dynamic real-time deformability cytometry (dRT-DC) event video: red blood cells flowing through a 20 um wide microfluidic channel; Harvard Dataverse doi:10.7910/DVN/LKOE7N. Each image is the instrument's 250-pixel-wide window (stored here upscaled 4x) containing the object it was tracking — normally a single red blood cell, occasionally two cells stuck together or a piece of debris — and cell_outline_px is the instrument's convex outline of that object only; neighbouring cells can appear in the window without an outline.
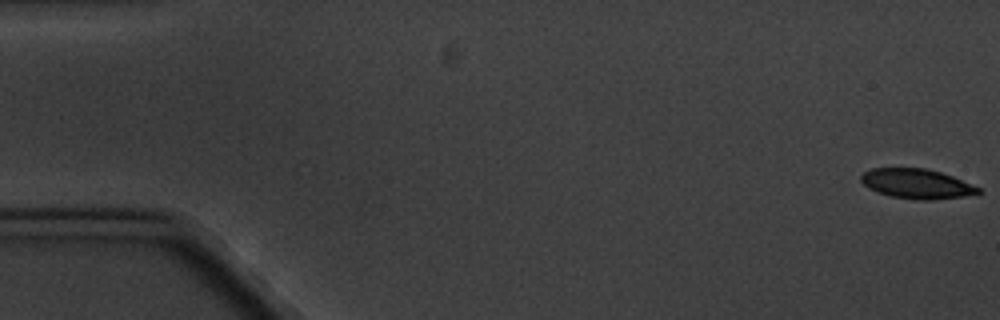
{"species": "common noctule bat (a hibernating species)", "species_latin": "Nyctalus noctula", "temperature_condition": "cold", "stored_images_in_passage": 6, "camera_frame_rate_fps": 3000, "um_per_image_px": 0.085, "animal": {"sex": "male", "body_mass_g": 20.1, "forearm_length_mm": 53.5}, "frame": {"image": 1, "passage_image": 1, "time_ms": 0.0, "image_size_px": [1000, 320], "cell_outline_px": [[984, 192], [964, 196], [932, 200], [916, 200], [892, 196], [868, 188], [860, 180], [860, 176], [864, 172], [872, 168], [924, 168], [940, 172], [952, 176], [980, 188]], "centroid_in_image_um": [77.93, 15.62], "position_along_channel_um": 7.1, "area_um2": 20.17}}
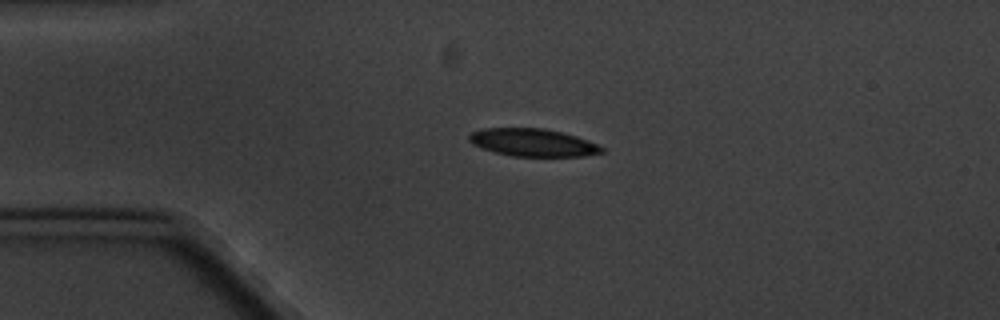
{"frame": {"image": 2, "passage_image": 4, "time_ms": 4.333, "image_size_px": [1000, 320], "cell_outline_px": [[604, 152], [584, 156], [512, 156], [496, 152], [472, 144], [468, 140], [468, 136], [472, 132], [484, 128], [544, 128], [576, 136], [588, 140], [604, 148]], "centroid_in_image_um": [45.3, 12.11], "position_along_channel_um": 39.7, "area_um2": 21.21}}